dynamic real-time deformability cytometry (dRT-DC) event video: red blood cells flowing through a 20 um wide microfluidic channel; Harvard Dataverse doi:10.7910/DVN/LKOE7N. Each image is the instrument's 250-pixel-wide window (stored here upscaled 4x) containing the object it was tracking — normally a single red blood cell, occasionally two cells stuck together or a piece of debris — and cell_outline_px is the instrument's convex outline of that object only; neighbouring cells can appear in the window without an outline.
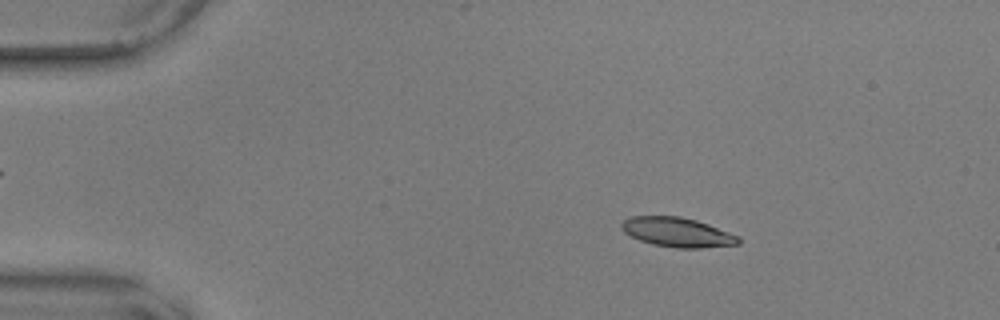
{"species": "common noctule bat (a hibernating species)", "species_latin": "Nyctalus noctula", "temperature_condition": "warm", "stored_images_in_passage": 54, "camera_frame_rate_fps": 3000, "um_per_image_px": 0.085, "animal": {"sex": "male", "body_mass_g": 17.9, "forearm_length_mm": 54.2}, "frame": {"image": 1, "passage_image": 8, "time_ms": 2.333, "image_size_px": [1000, 320], "cell_outline_px": [[740, 244], [700, 248], [676, 248], [652, 244], [640, 240], [624, 232], [620, 228], [620, 224], [624, 220], [632, 216], [680, 216], [696, 220], [708, 224], [740, 236]], "centroid_in_image_um": [57.58, 19.74], "position_along_channel_um": 27.4, "area_um2": 20.11}}
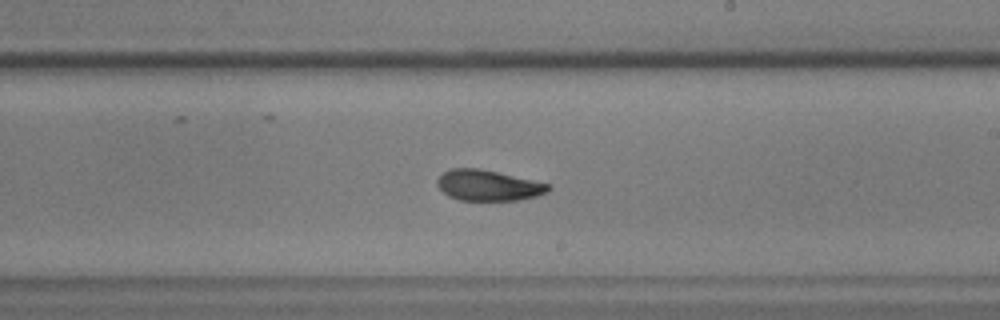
{"frame": {"image": 2, "passage_image": 32, "time_ms": 10.333, "image_size_px": [1000, 320], "cell_outline_px": [[552, 188], [548, 192], [536, 196], [516, 200], [460, 200], [448, 196], [436, 184], [436, 180], [444, 172], [452, 168], [476, 168], [496, 172], [552, 184]], "centroid_in_image_um": [41.52, 15.76], "position_along_channel_um": 247.5, "area_um2": 19.77}}
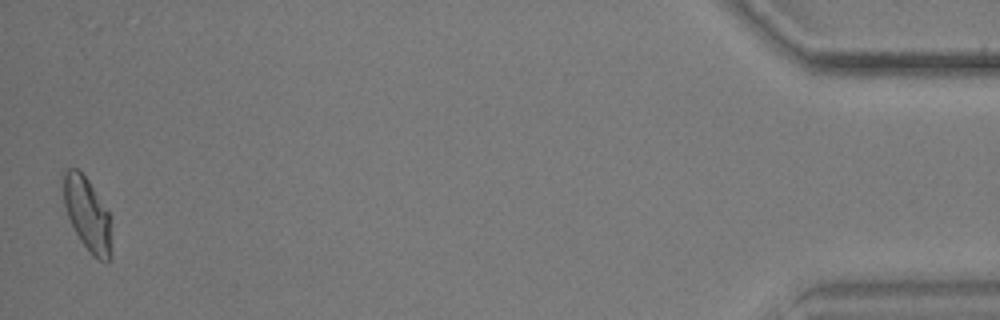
{"frame": {"image": 3, "passage_image": 54, "time_ms": 17.667, "image_size_px": [1000, 320], "cell_outline_px": [[112, 256], [108, 264], [92, 256], [88, 252], [80, 240], [68, 216], [64, 204], [64, 172], [68, 168], [76, 168], [88, 180], [108, 212]], "centroid_in_image_um": [7.44, 18.28], "position_along_channel_um": 427.8, "area_um2": 20.17}, "authors_computed_cell_mechanics": {"area_um2": 20.3745, "velocity_mm_per_s": 3.6111, "shape_relaxation_time_tau1_ms": 5.4697, "shape_relaxation_time_tau2_ms": 2.552, "deformation_change_tau1": 0.1511, "deformation_change_tau2": 0.0833}}